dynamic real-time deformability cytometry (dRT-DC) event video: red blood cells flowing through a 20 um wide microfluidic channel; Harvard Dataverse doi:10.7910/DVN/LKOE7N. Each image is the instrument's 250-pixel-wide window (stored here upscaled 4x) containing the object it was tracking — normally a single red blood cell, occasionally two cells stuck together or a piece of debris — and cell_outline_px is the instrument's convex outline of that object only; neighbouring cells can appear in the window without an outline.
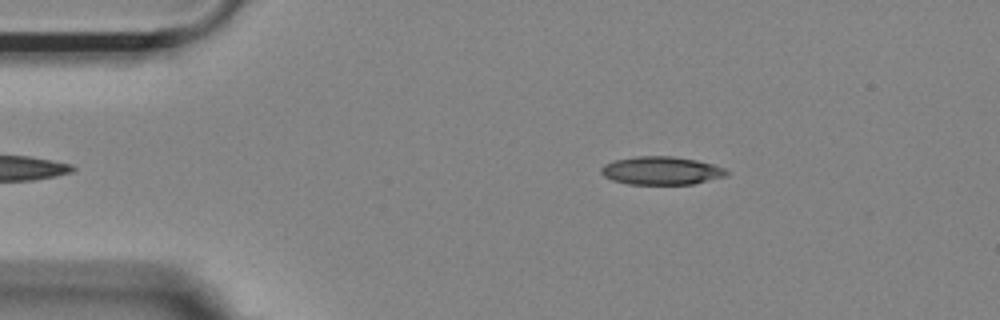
{"species": "Egyptian fruit bat (a non-hibernating species)", "species_latin": "Rousettus aegyptiacus", "temperature_condition": "room temperature", "stored_images_in_passage": 39, "camera_frame_rate_fps": 3000, "um_per_image_px": 0.085, "animal": {"sex": "female"}, "frame": {"image": 1, "passage_image": 2, "time_ms": 0.333, "image_size_px": [1000, 320], "cell_outline_px": [[728, 176], [692, 184], [628, 184], [612, 180], [604, 176], [600, 172], [600, 168], [604, 164], [616, 160], [636, 156], [672, 156], [696, 160], [712, 164], [724, 168], [728, 172]], "centroid_in_image_um": [56.21, 14.51], "position_along_channel_um": 28.8, "area_um2": 20.58}}
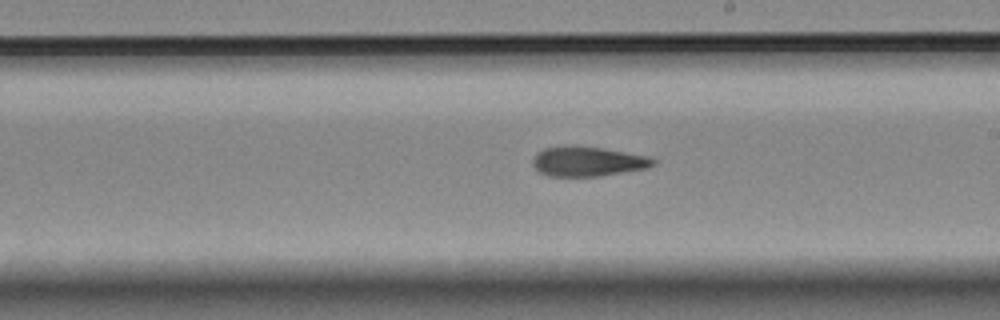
{"frame": {"image": 2, "passage_image": 23, "time_ms": 7.333, "image_size_px": [1000, 320], "cell_outline_px": [[656, 164], [648, 168], [600, 176], [548, 176], [540, 172], [532, 164], [532, 160], [536, 152], [544, 148], [564, 144], [572, 144], [604, 148], [648, 156], [656, 160]], "centroid_in_image_um": [49.94, 13.7], "position_along_channel_um": 239.1, "area_um2": 21.33}}
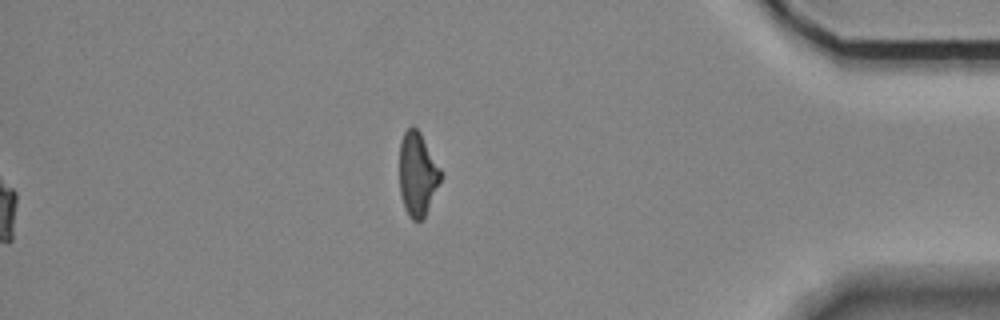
{"frame": {"image": 3, "passage_image": 39, "time_ms": 12.667, "image_size_px": [1000, 320], "cell_outline_px": [[440, 180], [428, 208], [424, 216], [420, 220], [412, 220], [408, 216], [404, 208], [400, 192], [400, 140], [404, 132], [412, 124], [420, 132], [440, 168]], "centroid_in_image_um": [35.45, 14.77], "position_along_channel_um": 399.7, "area_um2": 19.77}, "authors_computed_cell_mechanics": {"area_um2": 21.2126, "velocity_mm_per_s": 3.7118, "shape_relaxation_time_tau1_ms": 8.5594, "shape_relaxation_time_tau2_ms": 3.157, "deformation_change_tau1": 0.2344, "deformation_change_tau2": 0.1146}}